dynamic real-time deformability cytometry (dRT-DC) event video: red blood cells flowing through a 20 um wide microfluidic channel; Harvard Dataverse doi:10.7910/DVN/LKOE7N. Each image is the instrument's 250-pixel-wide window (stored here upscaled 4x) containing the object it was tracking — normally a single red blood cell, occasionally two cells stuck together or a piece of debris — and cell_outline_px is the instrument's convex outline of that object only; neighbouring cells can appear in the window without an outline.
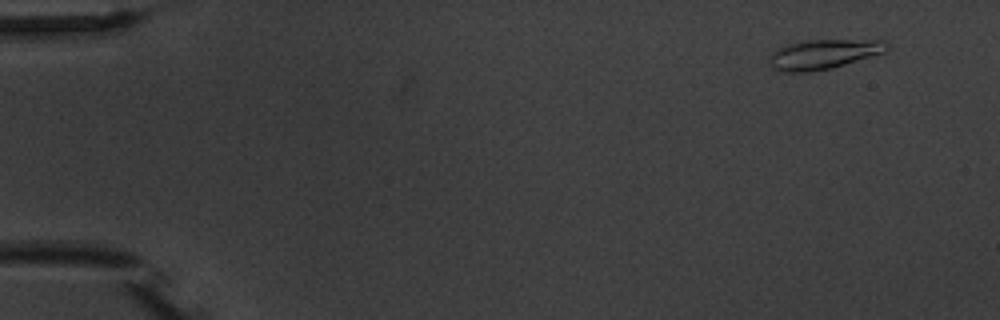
{"species": "common noctule bat (a hibernating species)", "species_latin": "Nyctalus noctula", "temperature_condition": "warm", "stored_images_in_passage": 9, "camera_frame_rate_fps": 3000, "um_per_image_px": 0.085, "animal": {"sex": "male", "body_mass_g": 20.1, "forearm_length_mm": 53.5}, "frame": {"image": 1, "passage_image": 1, "time_ms": 0.0, "image_size_px": [1000, 320], "cell_outline_px": [[888, 48], [884, 52], [832, 68], [808, 72], [780, 72], [772, 68], [768, 60], [772, 52], [776, 48], [788, 44], [804, 40], [884, 40], [888, 44]], "centroid_in_image_um": [69.94, 4.61], "position_along_channel_um": 15.1, "area_um2": 20.35}}
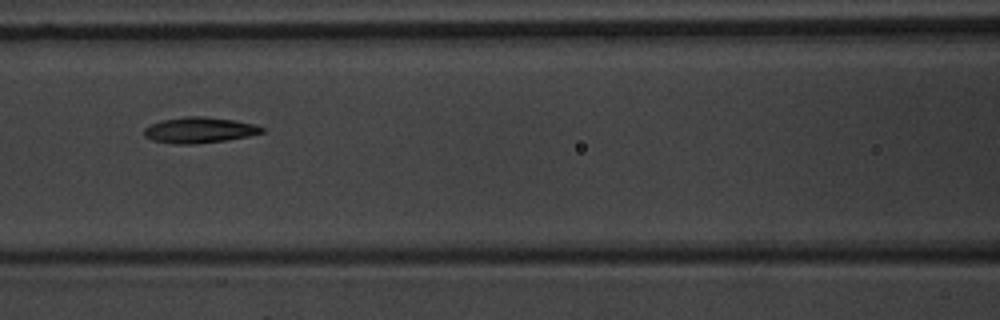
{"frame": {"image": 2, "passage_image": 7, "time_ms": 7.0, "image_size_px": [1000, 320], "cell_outline_px": [[264, 132], [248, 136], [224, 140], [192, 144], [176, 144], [152, 140], [144, 136], [144, 128], [160, 120], [188, 116], [204, 116], [236, 120], [256, 124], [264, 128]], "centroid_in_image_um": [16.95, 11.04], "position_along_channel_um": 149.7, "area_um2": 17.69}}
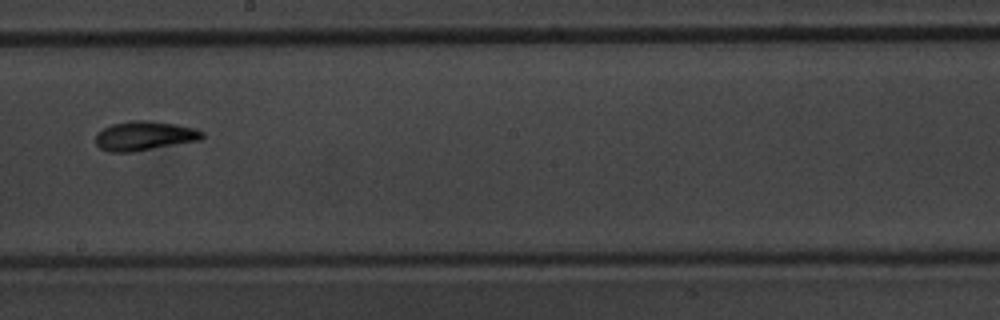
{"frame": {"image": 3, "passage_image": 9, "time_ms": 9.333, "image_size_px": [1000, 320], "cell_outline_px": [[204, 136], [200, 140], [132, 152], [108, 152], [100, 148], [96, 144], [96, 132], [112, 124], [132, 120], [148, 120], [176, 124], [196, 128], [204, 132]], "centroid_in_image_um": [12.27, 11.54], "position_along_channel_um": 235.9, "area_um2": 18.26}}